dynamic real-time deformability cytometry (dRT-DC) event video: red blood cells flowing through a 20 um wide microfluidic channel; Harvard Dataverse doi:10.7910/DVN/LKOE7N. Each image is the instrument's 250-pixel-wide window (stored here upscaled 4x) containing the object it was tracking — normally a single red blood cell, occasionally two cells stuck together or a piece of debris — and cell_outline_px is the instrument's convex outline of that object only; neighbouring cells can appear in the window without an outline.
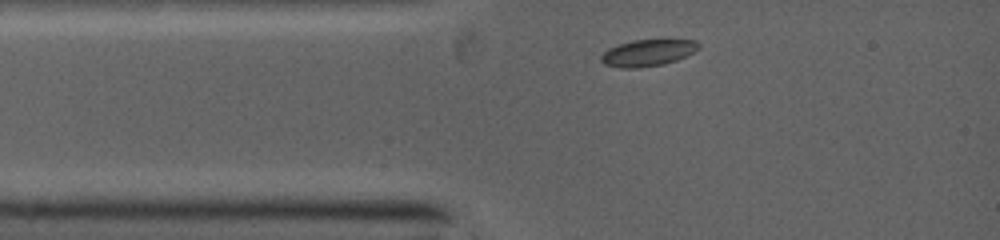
{"species": "common noctule bat (a hibernating species)", "species_latin": "Nyctalus noctula", "temperature_condition": "warm", "stored_images_in_passage": 3, "camera_frame_rate_fps": 5000, "um_per_image_px": 0.085, "animal": {"sex": "female", "body_mass_g": 19.0, "forearm_length_mm": 53.3}, "frame": {"image": 1, "passage_image": 1, "time_ms": 0.0, "image_size_px": [1000, 240], "cell_outline_px": [[700, 44], [692, 52], [676, 60], [664, 64], [636, 68], [620, 68], [604, 64], [600, 60], [600, 56], [608, 48], [632, 40], [668, 36], [696, 40]], "centroid_in_image_um": [55.09, 4.42], "position_along_channel_um": 29.9, "area_um2": 15.84}}